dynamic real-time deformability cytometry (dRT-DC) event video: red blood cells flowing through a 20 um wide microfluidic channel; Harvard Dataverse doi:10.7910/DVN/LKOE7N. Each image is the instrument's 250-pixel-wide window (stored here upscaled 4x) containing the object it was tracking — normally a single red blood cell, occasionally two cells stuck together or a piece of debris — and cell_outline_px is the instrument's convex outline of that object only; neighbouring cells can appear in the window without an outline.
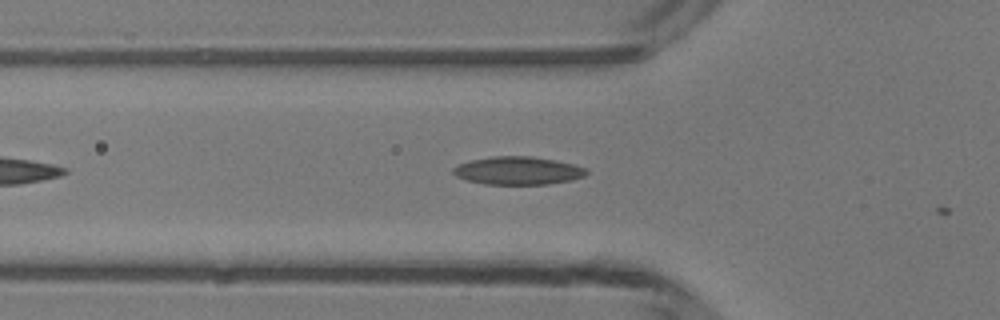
{"species": "common noctule bat (a hibernating species)", "species_latin": "Nyctalus noctula", "temperature_condition": "room temperature", "stored_images_in_passage": 16, "camera_frame_rate_fps": 3000, "um_per_image_px": 0.085, "animal": {"sex": "male", "body_mass_g": 13.3}, "frame": {"image": 1, "passage_image": 15, "time_ms": 4.667, "image_size_px": [1000, 320], "cell_outline_px": [[588, 172], [584, 176], [572, 180], [548, 184], [484, 184], [468, 180], [456, 176], [452, 172], [452, 168], [460, 164], [472, 160], [492, 156], [532, 156], [556, 160], [572, 164], [584, 168]], "centroid_in_image_um": [44.02, 14.5], "position_along_channel_um": 81.8, "area_um2": 21.62}}